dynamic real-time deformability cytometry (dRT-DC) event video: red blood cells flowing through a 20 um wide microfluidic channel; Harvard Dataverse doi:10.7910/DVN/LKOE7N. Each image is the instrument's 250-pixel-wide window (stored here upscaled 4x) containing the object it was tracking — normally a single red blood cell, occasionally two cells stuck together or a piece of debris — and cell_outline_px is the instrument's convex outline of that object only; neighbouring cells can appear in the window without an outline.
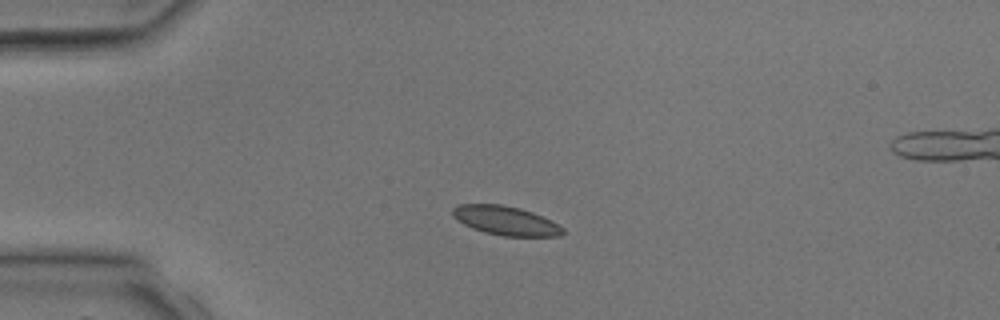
{"species": "common noctule bat (a hibernating species)", "species_latin": "Nyctalus noctula", "temperature_condition": "room temperature", "stored_images_in_passage": 2, "camera_frame_rate_fps": 3000, "um_per_image_px": 0.085, "animal": {"sex": "male", "body_mass_g": 17.9, "forearm_length_mm": 54.2}, "frame": {"image": 1, "passage_image": 1, "time_ms": 0.0, "image_size_px": [1000, 320], "cell_outline_px": [[564, 232], [560, 236], [504, 236], [484, 232], [472, 228], [456, 220], [452, 216], [452, 208], [460, 204], [500, 204], [520, 208], [532, 212], [564, 228]], "centroid_in_image_um": [42.93, 18.75], "position_along_channel_um": 42.1, "area_um2": 18.5}}
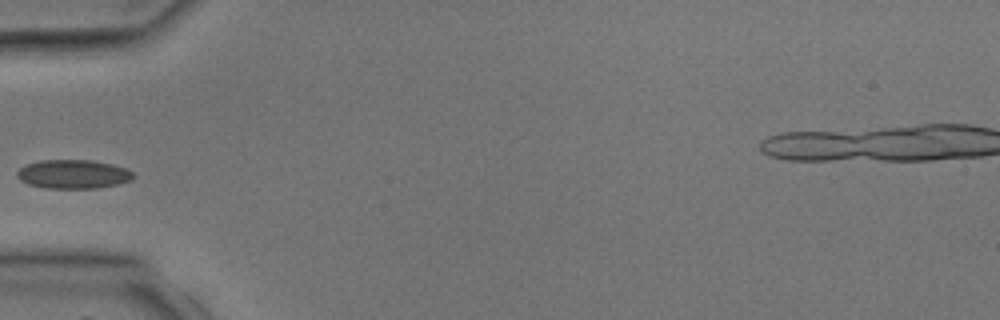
{"frame": {"image": 2, "passage_image": 2, "time_ms": 1.333, "image_size_px": [1000, 320], "cell_outline_px": [[132, 180], [116, 184], [96, 188], [44, 188], [28, 184], [20, 180], [16, 176], [16, 172], [20, 168], [28, 164], [40, 160], [92, 160], [112, 164], [124, 168], [132, 172]], "centroid_in_image_um": [6.18, 14.8], "position_along_channel_um": 78.8, "area_um2": 19.42}}